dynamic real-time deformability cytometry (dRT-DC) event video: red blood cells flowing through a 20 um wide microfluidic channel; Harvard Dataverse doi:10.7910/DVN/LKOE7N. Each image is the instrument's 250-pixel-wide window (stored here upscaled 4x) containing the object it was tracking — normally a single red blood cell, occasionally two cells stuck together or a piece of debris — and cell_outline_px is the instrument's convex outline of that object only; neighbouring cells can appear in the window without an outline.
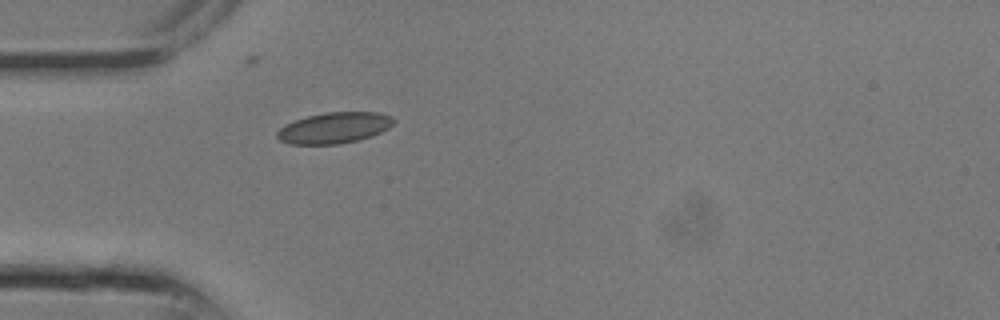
{"species": "common noctule bat (a hibernating species)", "species_latin": "Nyctalus noctula", "temperature_condition": "room temperature", "stored_images_in_passage": 9, "camera_frame_rate_fps": 3000, "um_per_image_px": 0.085, "animal": {"sex": "male", "body_mass_g": 13.3}, "frame": {"image": 1, "passage_image": 1, "time_ms": 0.0, "image_size_px": [1000, 320], "cell_outline_px": [[396, 120], [388, 128], [372, 136], [340, 144], [288, 144], [280, 140], [276, 136], [276, 132], [280, 128], [296, 120], [308, 116], [324, 112], [380, 112], [392, 116]], "centroid_in_image_um": [28.43, 10.86], "position_along_channel_um": 56.6, "area_um2": 20.98}}
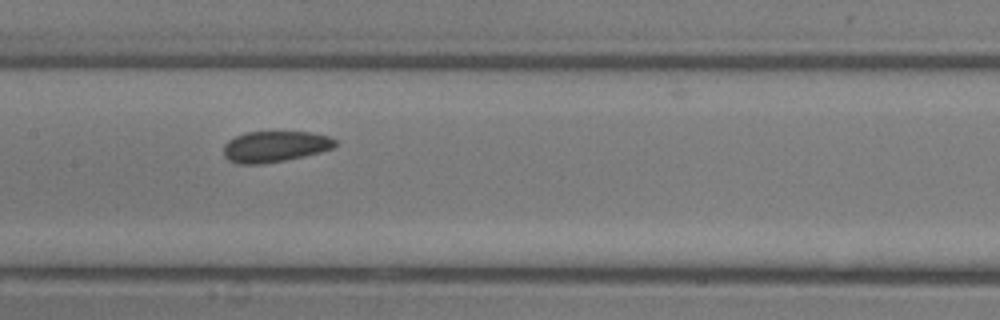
{"frame": {"image": 2, "passage_image": 6, "time_ms": 1.667, "image_size_px": [1000, 320], "cell_outline_px": [[336, 144], [332, 148], [320, 152], [304, 156], [264, 164], [236, 164], [228, 160], [224, 156], [224, 144], [228, 140], [236, 136], [248, 132], [312, 132], [328, 136], [336, 140]], "centroid_in_image_um": [23.35, 12.46], "position_along_channel_um": 184.1, "area_um2": 20.17}}
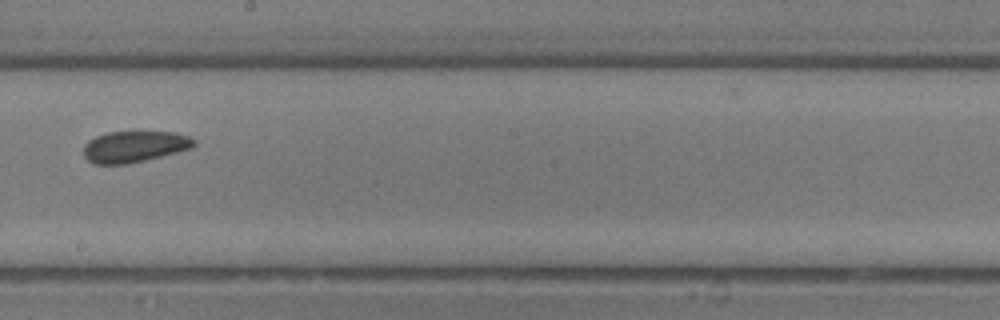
{"frame": {"image": 3, "passage_image": 8, "time_ms": 2.333, "image_size_px": [1000, 320], "cell_outline_px": [[196, 144], [192, 148], [128, 164], [92, 164], [84, 156], [84, 144], [88, 140], [96, 136], [108, 132], [176, 132], [188, 136], [196, 140]], "centroid_in_image_um": [11.41, 12.46], "position_along_channel_um": 236.8, "area_um2": 20.11}}